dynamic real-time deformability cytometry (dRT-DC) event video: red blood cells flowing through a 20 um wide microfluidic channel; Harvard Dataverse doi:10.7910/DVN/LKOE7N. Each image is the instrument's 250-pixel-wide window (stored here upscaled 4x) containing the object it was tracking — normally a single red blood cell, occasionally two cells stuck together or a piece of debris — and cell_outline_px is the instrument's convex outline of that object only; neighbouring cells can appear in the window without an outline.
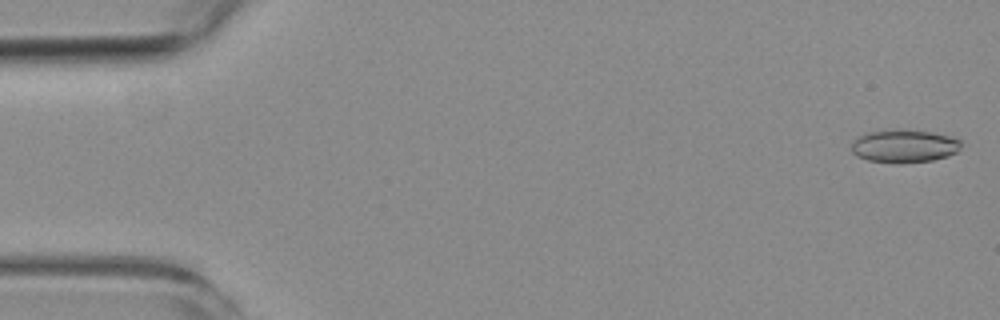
{"species": "common noctule bat (a hibernating species)", "species_latin": "Nyctalus noctula", "temperature_condition": "room temperature", "stored_images_in_passage": 4, "camera_frame_rate_fps": 3000, "um_per_image_px": 0.085, "animal": {"sex": "female", "body_mass_g": 19.3, "forearm_length_mm": 54.1}, "frame": {"image": 1, "passage_image": 1, "time_ms": 0.0, "image_size_px": [1000, 320], "cell_outline_px": [[960, 148], [956, 152], [948, 156], [932, 160], [868, 160], [856, 156], [852, 152], [852, 140], [868, 132], [932, 132], [952, 136], [960, 140]], "centroid_in_image_um": [76.88, 12.41], "position_along_channel_um": 8.1, "area_um2": 19.54}}
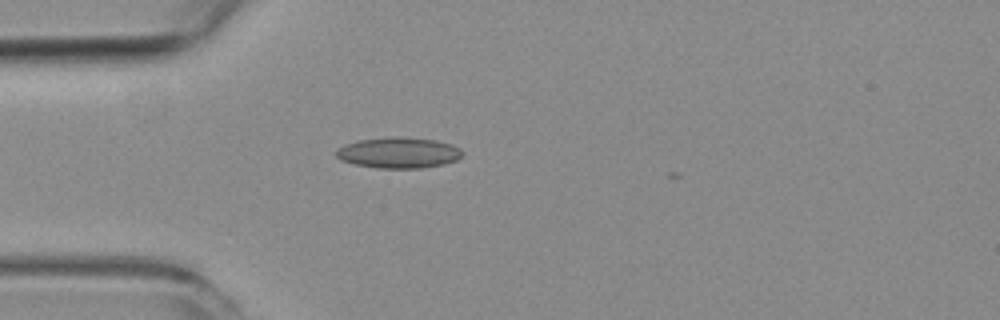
{"frame": {"image": 2, "passage_image": 4, "time_ms": 4.667, "image_size_px": [1000, 320], "cell_outline_px": [[464, 152], [456, 160], [444, 164], [420, 168], [376, 168], [352, 164], [340, 160], [336, 156], [336, 148], [344, 144], [356, 140], [396, 136], [400, 136], [436, 140], [452, 144], [460, 148]], "centroid_in_image_um": [33.84, 12.97], "position_along_channel_um": 51.2, "area_um2": 23.0}}